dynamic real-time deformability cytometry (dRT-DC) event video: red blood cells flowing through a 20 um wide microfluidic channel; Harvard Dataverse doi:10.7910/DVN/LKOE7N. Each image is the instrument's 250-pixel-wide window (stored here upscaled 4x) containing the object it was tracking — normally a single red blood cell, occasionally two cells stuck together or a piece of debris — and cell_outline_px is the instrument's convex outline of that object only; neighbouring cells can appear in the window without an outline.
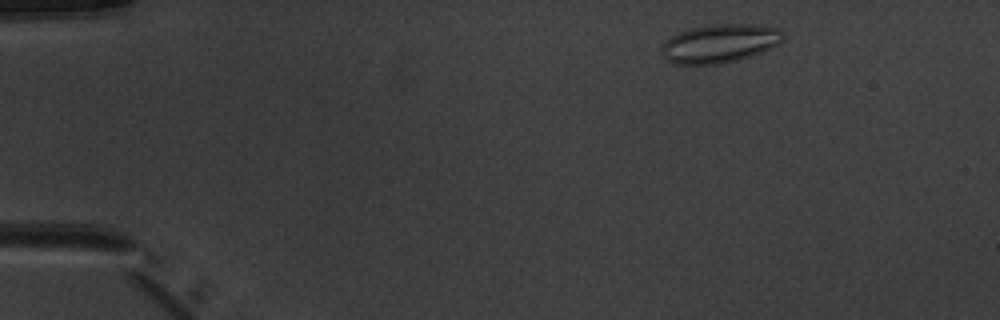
{"species": "common noctule bat (a hibernating species)", "species_latin": "Nyctalus noctula", "temperature_condition": "warm", "stored_images_in_passage": 5, "camera_frame_rate_fps": 3000, "um_per_image_px": 0.085, "animal": {"sex": "male", "body_mass_g": 20.1, "forearm_length_mm": 53.5}, "frame": {"image": 1, "passage_image": 5, "time_ms": 5.0, "image_size_px": [1000, 320], "cell_outline_px": [[784, 36], [776, 44], [760, 52], [736, 60], [720, 64], [672, 64], [660, 52], [664, 40], [680, 32], [692, 28], [712, 24], [752, 24], [776, 28], [784, 32]], "centroid_in_image_um": [61.12, 3.69], "position_along_channel_um": 23.9, "area_um2": 26.93}}